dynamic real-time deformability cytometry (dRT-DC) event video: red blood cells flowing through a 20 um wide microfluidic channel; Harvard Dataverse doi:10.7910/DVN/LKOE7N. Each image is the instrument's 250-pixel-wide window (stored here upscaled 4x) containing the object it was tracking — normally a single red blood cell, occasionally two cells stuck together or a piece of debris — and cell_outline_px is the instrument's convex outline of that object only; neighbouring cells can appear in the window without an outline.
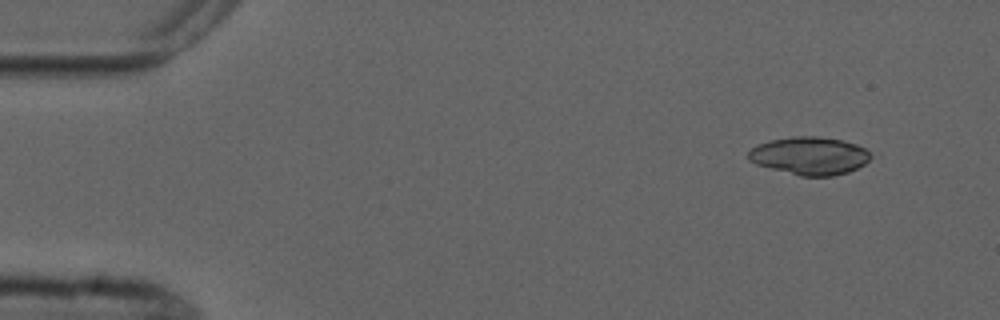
{"species": "common noctule bat (a hibernating species)", "species_latin": "Nyctalus noctula", "temperature_condition": "cold", "stored_images_in_passage": 4, "camera_frame_rate_fps": 3000, "um_per_image_px": 0.085, "animal": {"sex": "male", "forearm_length_mm": 52.5}, "frame": {"image": 1, "passage_image": 1, "time_ms": 0.0, "image_size_px": [1000, 320], "cell_outline_px": [[872, 156], [864, 164], [848, 172], [832, 176], [800, 176], [756, 164], [748, 160], [748, 152], [756, 144], [768, 140], [792, 136], [820, 136], [844, 140], [856, 144], [872, 152]], "centroid_in_image_um": [68.81, 13.22], "position_along_channel_um": 16.2, "area_um2": 27.22}}
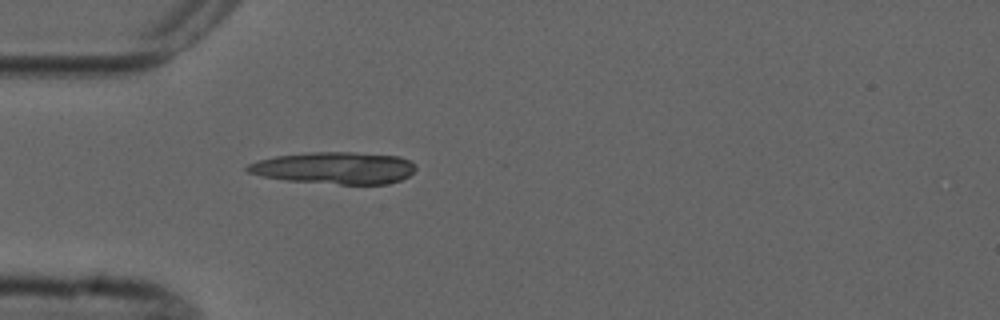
{"frame": {"image": 2, "passage_image": 4, "time_ms": 3.667, "image_size_px": [1000, 320], "cell_outline_px": [[416, 168], [408, 176], [400, 180], [388, 184], [340, 184], [288, 180], [264, 176], [248, 172], [244, 168], [248, 164], [260, 160], [276, 156], [312, 152], [352, 152], [400, 156], [416, 164]], "centroid_in_image_um": [28.48, 14.27], "position_along_channel_um": 56.5, "area_um2": 31.1}}